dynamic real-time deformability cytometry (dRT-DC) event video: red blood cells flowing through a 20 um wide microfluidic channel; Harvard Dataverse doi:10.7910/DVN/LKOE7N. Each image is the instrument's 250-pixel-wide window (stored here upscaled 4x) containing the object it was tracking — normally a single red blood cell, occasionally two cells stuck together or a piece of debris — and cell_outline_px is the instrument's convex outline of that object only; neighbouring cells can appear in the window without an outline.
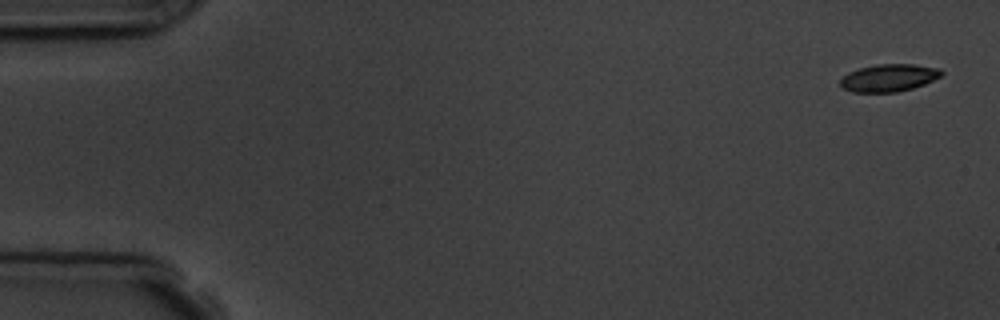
{"species": "common noctule bat (a hibernating species)", "species_latin": "Nyctalus noctula", "temperature_condition": "room temperature", "stored_images_in_passage": 5, "camera_frame_rate_fps": 3000, "um_per_image_px": 0.085, "animal": {"sex": "male", "body_mass_g": 19.5, "forearm_length_mm": 54.6}, "frame": {"image": 1, "passage_image": 1, "time_ms": 0.0, "image_size_px": [1000, 320], "cell_outline_px": [[944, 72], [940, 76], [924, 84], [912, 88], [896, 92], [852, 92], [844, 88], [840, 84], [840, 80], [848, 72], [860, 68], [876, 64], [912, 64], [940, 68]], "centroid_in_image_um": [75.55, 6.61], "position_along_channel_um": 9.4, "area_um2": 16.07}}
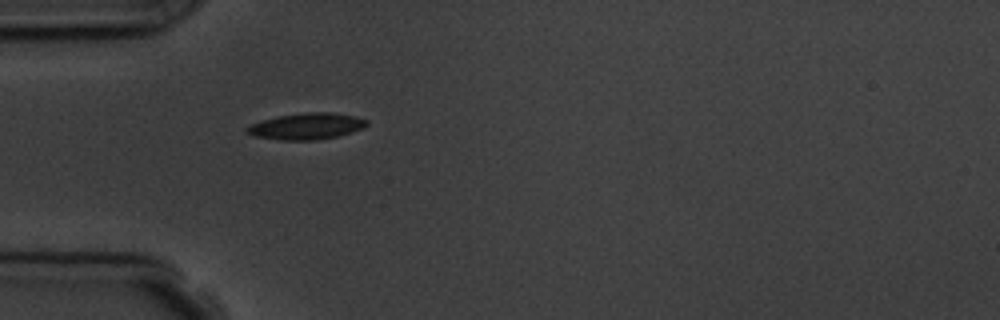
{"frame": {"image": 2, "passage_image": 5, "time_ms": 5.0, "image_size_px": [1000, 320], "cell_outline_px": [[368, 124], [364, 128], [352, 132], [336, 136], [316, 140], [280, 140], [256, 136], [244, 132], [244, 128], [252, 124], [276, 116], [304, 112], [332, 112], [356, 116], [368, 120]], "centroid_in_image_um": [26.07, 10.72], "position_along_channel_um": 58.9, "area_um2": 18.5}}